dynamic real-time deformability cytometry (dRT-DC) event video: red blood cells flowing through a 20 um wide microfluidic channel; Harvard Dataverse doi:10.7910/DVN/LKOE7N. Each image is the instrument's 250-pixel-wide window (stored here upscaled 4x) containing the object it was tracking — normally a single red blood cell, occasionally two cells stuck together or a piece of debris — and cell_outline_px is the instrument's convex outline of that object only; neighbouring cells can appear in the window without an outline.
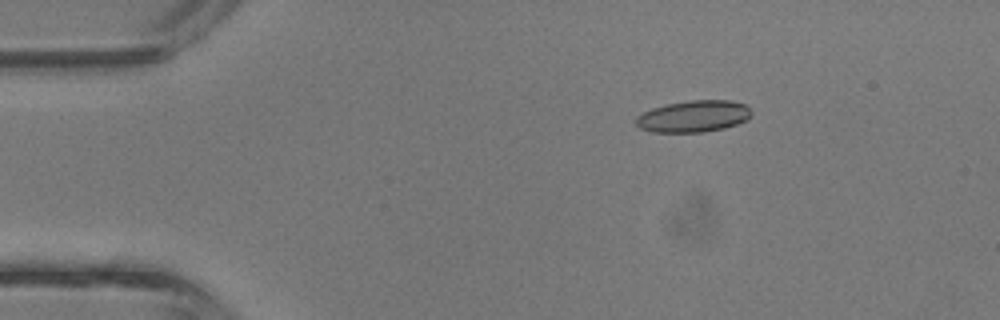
{"species": "common noctule bat (a hibernating species)", "species_latin": "Nyctalus noctula", "temperature_condition": "room temperature", "stored_images_in_passage": 3, "camera_frame_rate_fps": 3000, "um_per_image_px": 0.085, "animal": {"sex": "male", "body_mass_g": 13.3}, "frame": {"image": 1, "passage_image": 1, "time_ms": 0.0, "image_size_px": [1000, 320], "cell_outline_px": [[752, 112], [748, 120], [724, 128], [704, 132], [652, 132], [640, 128], [636, 124], [636, 116], [652, 108], [668, 104], [692, 100], [732, 100], [744, 104]], "centroid_in_image_um": [58.96, 9.89], "position_along_channel_um": 26.0, "area_um2": 21.27}}
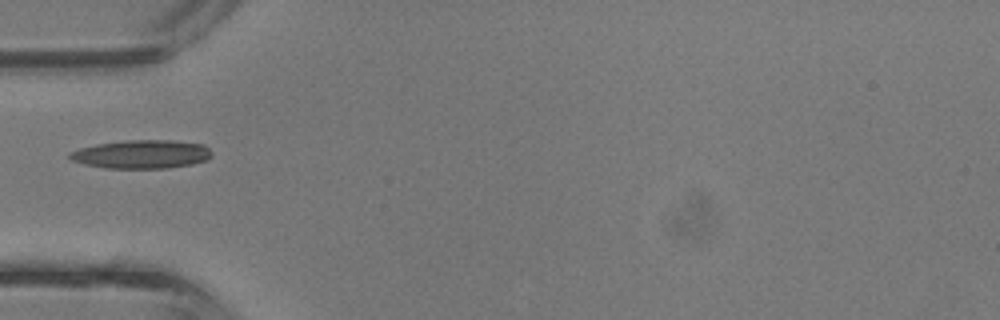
{"frame": {"image": 2, "passage_image": 3, "time_ms": 0.667, "image_size_px": [1000, 320], "cell_outline_px": [[212, 156], [208, 160], [192, 164], [168, 168], [104, 168], [84, 164], [72, 160], [68, 156], [68, 152], [80, 148], [96, 144], [128, 140], [172, 140], [204, 144], [212, 152]], "centroid_in_image_um": [12.05, 13.11], "position_along_channel_um": 72.9, "area_um2": 23.76}}